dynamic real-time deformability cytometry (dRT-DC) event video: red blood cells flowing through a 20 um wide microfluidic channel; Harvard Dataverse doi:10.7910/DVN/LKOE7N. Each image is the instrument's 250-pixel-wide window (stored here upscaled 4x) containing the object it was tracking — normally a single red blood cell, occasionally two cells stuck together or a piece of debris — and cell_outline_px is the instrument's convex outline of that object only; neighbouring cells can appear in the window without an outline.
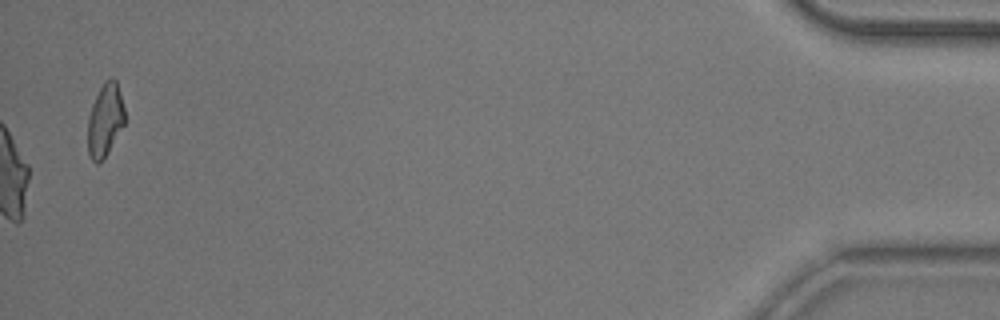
{"species": "common noctule bat (a hibernating species)", "species_latin": "Nyctalus noctula", "temperature_condition": "room temperature", "stored_images_in_passage": 39, "segment_of_instrument_passage": [2, 2], "camera_frame_rate_fps": 3000, "um_per_image_px": 0.085, "animal": {"sex": "male", "body_mass_g": 20.5, "forearm_length_mm": 52.5}, "frame": {"image": 1, "passage_image": 39, "time_ms": 12.667, "image_size_px": [1000, 320], "cell_outline_px": [[124, 124], [104, 160], [100, 164], [96, 164], [92, 160], [88, 152], [88, 120], [92, 104], [104, 80], [108, 76], [112, 76], [116, 80], [124, 108]], "centroid_in_image_um": [8.93, 10.22], "position_along_channel_um": 426.3, "area_um2": 15.78}}